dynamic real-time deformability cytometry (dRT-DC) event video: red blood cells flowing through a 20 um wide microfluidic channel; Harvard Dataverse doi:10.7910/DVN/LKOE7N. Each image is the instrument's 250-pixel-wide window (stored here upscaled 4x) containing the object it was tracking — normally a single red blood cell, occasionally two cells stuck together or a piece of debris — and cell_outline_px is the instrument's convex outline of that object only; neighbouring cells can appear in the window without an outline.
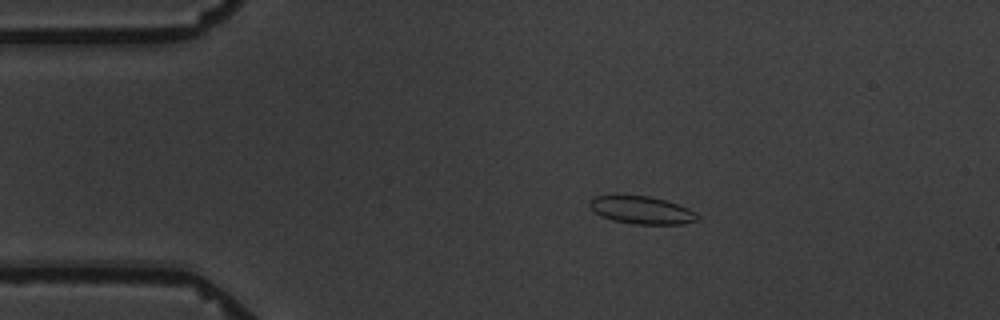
{"species": "common noctule bat (a hibernating species)", "species_latin": "Nyctalus noctula", "temperature_condition": "warm", "stored_images_in_passage": 5, "camera_frame_rate_fps": 3000, "um_per_image_px": 0.085, "animal": {"sex": "male", "body_mass_g": 19.5, "forearm_length_mm": 54.6}, "frame": {"image": 1, "passage_image": 4, "time_ms": 3.333, "image_size_px": [1000, 320], "cell_outline_px": [[700, 220], [684, 224], [632, 224], [612, 220], [600, 216], [588, 204], [592, 196], [616, 192], [648, 196], [664, 200], [688, 208], [696, 212], [700, 216]], "centroid_in_image_um": [54.49, 17.82], "position_along_channel_um": 30.5, "area_um2": 18.15}}